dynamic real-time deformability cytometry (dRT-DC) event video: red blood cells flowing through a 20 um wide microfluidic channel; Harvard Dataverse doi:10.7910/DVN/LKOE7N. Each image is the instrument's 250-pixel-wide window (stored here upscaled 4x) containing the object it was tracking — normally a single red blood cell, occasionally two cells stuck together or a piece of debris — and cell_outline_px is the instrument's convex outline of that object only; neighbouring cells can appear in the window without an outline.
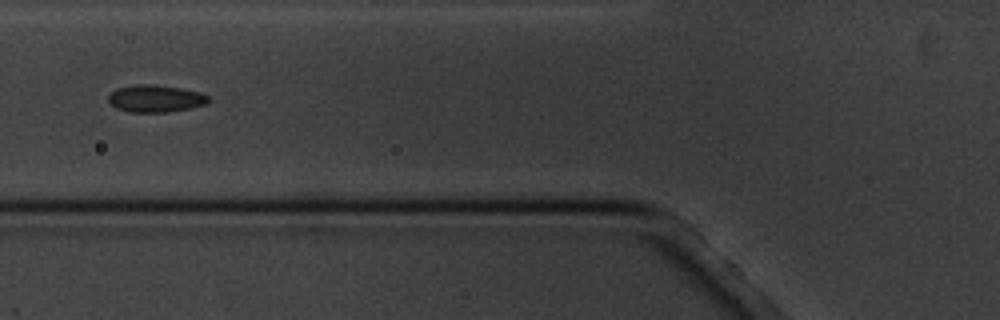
{"species": "common noctule bat (a hibernating species)", "species_latin": "Nyctalus noctula", "temperature_condition": "cold", "stored_images_in_passage": 6, "camera_frame_rate_fps": 3000, "um_per_image_px": 0.085, "animal": {"sex": "male", "body_mass_g": 20.1, "forearm_length_mm": 53.5}, "frame": {"image": 1, "passage_image": 5, "time_ms": 5.333, "image_size_px": [1000, 320], "cell_outline_px": [[208, 104], [168, 112], [128, 112], [116, 108], [108, 100], [108, 96], [116, 88], [140, 84], [148, 84], [180, 88], [200, 92], [208, 96]], "centroid_in_image_um": [13.21, 8.38], "position_along_channel_um": 112.6, "area_um2": 15.72}}
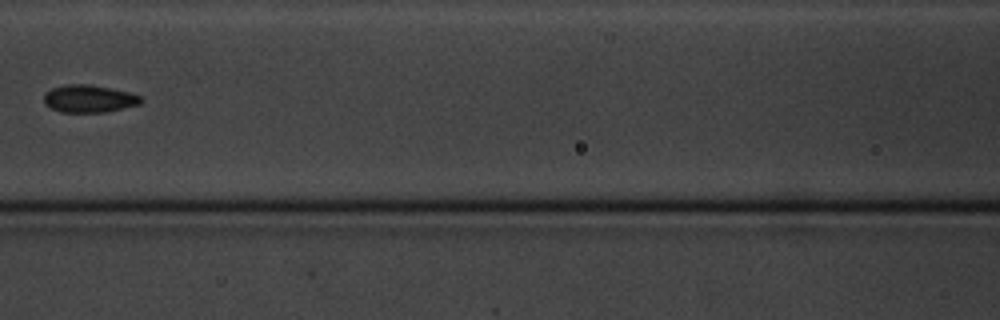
{"frame": {"image": 2, "passage_image": 6, "time_ms": 6.667, "image_size_px": [1000, 320], "cell_outline_px": [[144, 100], [140, 104], [104, 112], [60, 112], [44, 104], [44, 96], [52, 88], [64, 84], [88, 84], [128, 92], [140, 96]], "centroid_in_image_um": [7.55, 8.39], "position_along_channel_um": 159.0, "area_um2": 15.37}}